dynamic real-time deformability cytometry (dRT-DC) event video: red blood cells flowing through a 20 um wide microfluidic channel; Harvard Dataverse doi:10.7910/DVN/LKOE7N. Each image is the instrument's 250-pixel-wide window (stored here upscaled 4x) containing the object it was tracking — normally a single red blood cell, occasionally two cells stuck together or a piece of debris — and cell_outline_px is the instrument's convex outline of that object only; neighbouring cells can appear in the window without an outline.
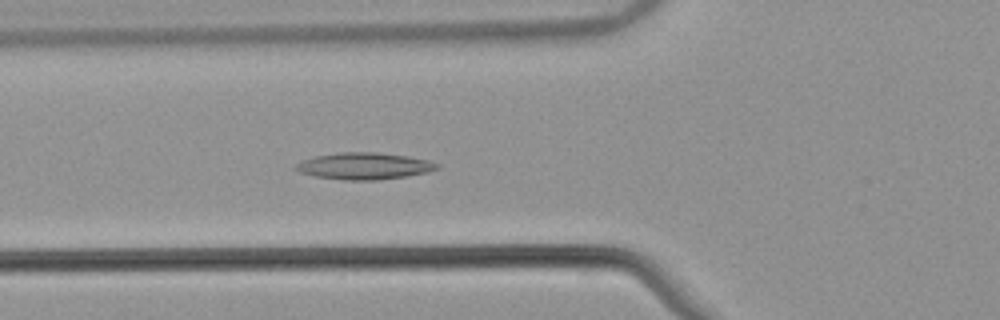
{"species": "common noctule bat (a hibernating species)", "species_latin": "Nyctalus noctula", "temperature_condition": "warm", "stored_images_in_passage": 52, "camera_frame_rate_fps": 3000, "um_per_image_px": 0.085, "animal": {"sex": "male", "body_mass_g": 21.5, "forearm_length_mm": 52.0}, "frame": {"image": 1, "passage_image": 18, "time_ms": 5.667, "image_size_px": [1000, 320], "cell_outline_px": [[440, 168], [428, 172], [408, 176], [376, 180], [344, 180], [316, 176], [300, 172], [296, 168], [296, 164], [304, 160], [316, 156], [340, 152], [376, 152], [408, 156], [428, 160], [440, 164]], "centroid_in_image_um": [31.02, 14.11], "position_along_channel_um": 94.8, "area_um2": 21.91}}
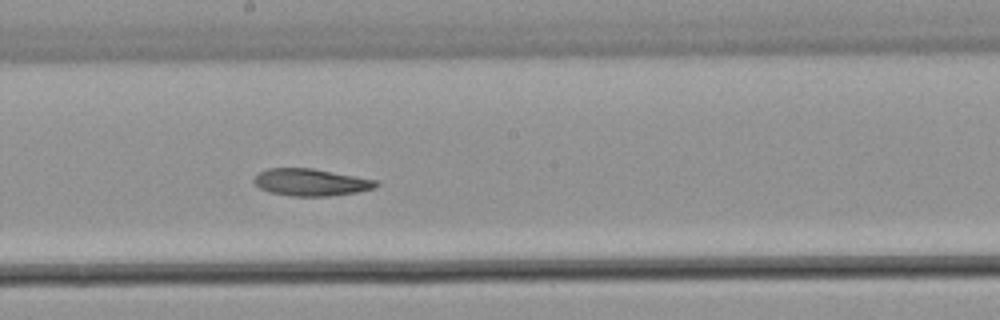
{"frame": {"image": 2, "passage_image": 28, "time_ms": 9.0, "image_size_px": [1000, 320], "cell_outline_px": [[380, 184], [376, 188], [356, 192], [328, 196], [292, 196], [268, 192], [260, 188], [252, 180], [260, 172], [268, 168], [312, 168], [376, 180]], "centroid_in_image_um": [26.42, 15.5], "position_along_channel_um": 221.8, "area_um2": 19.19}}
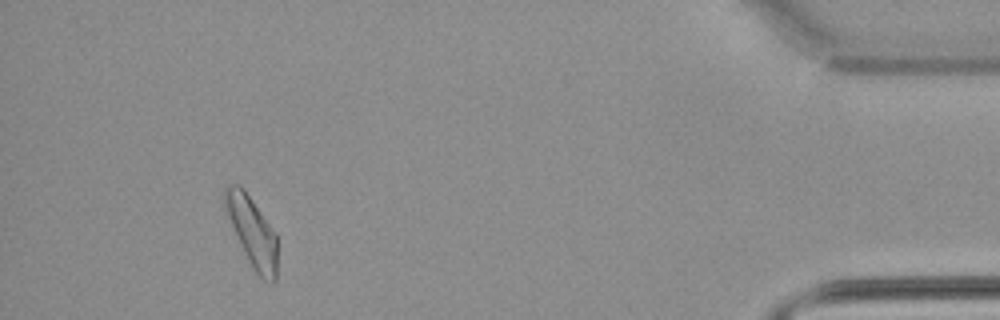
{"frame": {"image": 3, "passage_image": 48, "time_ms": 15.667, "image_size_px": [1000, 320], "cell_outline_px": [[276, 280], [272, 284], [264, 280], [252, 268], [240, 244], [228, 216], [224, 204], [224, 188], [228, 184], [236, 184], [244, 188], [276, 232]], "centroid_in_image_um": [21.44, 19.68], "position_along_channel_um": 413.8, "area_um2": 21.1}}